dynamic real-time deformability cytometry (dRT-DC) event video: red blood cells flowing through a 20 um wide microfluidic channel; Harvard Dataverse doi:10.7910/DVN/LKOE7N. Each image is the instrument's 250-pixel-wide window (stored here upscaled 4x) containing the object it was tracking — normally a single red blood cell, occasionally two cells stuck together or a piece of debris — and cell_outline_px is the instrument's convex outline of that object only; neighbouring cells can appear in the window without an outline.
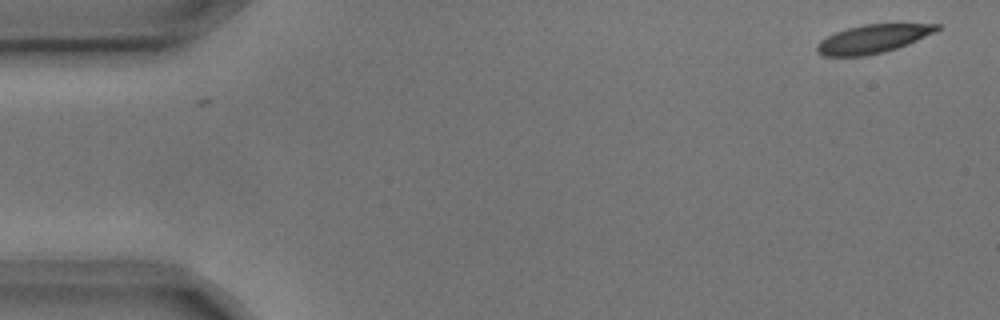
{"species": "common noctule bat (a hibernating species)", "species_latin": "Nyctalus noctula", "temperature_condition": "cold", "stored_images_in_passage": 4, "camera_frame_rate_fps": 3000, "um_per_image_px": 0.085, "animal": {"sex": "male", "body_mass_g": 17.9, "forearm_length_mm": 54.2}, "frame": {"image": 1, "passage_image": 1, "time_ms": 0.0, "image_size_px": [1000, 320], "cell_outline_px": [[940, 28], [936, 32], [908, 44], [884, 52], [864, 56], [824, 56], [816, 52], [816, 44], [820, 40], [836, 32], [848, 28], [864, 24], [940, 24]], "centroid_in_image_um": [74.18, 3.31], "position_along_channel_um": 10.8, "area_um2": 19.83}}
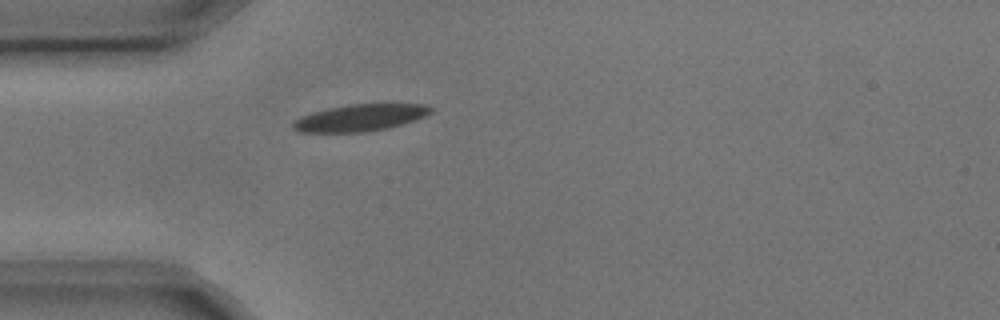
{"frame": {"image": 2, "passage_image": 4, "time_ms": 1.0, "image_size_px": [1000, 320], "cell_outline_px": [[432, 112], [424, 116], [388, 128], [364, 132], [300, 132], [292, 128], [292, 124], [300, 116], [312, 112], [328, 108], [348, 104], [424, 104], [432, 108]], "centroid_in_image_um": [30.57, 10.0], "position_along_channel_um": 54.4, "area_um2": 21.33}}